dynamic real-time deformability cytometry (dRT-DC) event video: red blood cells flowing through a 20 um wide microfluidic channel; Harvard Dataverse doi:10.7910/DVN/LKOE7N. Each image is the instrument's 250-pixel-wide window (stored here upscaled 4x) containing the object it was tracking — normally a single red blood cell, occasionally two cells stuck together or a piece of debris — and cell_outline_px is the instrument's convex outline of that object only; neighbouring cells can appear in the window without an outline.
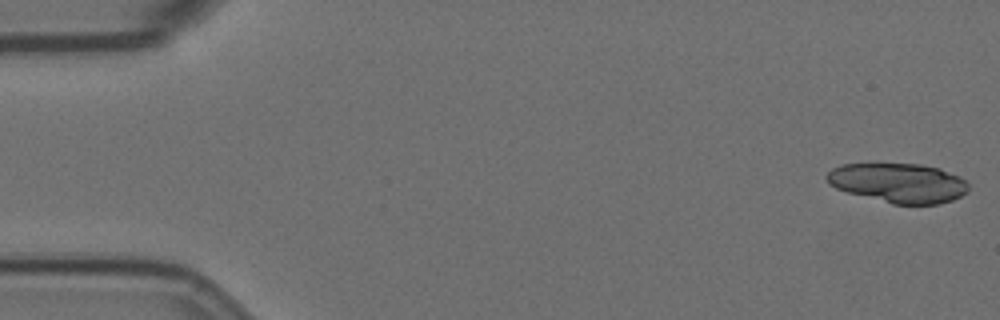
{"species": "Egyptian fruit bat (a non-hibernating species)", "species_latin": "Rousettus aegyptiacus", "temperature_condition": "room temperature", "stored_images_in_passage": 20, "camera_frame_rate_fps": 3000, "um_per_image_px": 0.085, "animal": {"sex": "female"}, "frame": {"image": 1, "passage_image": 1, "time_ms": 0.0, "image_size_px": [1000, 320], "cell_outline_px": [[968, 192], [952, 200], [936, 204], [892, 204], [848, 192], [836, 188], [828, 184], [824, 176], [832, 168], [840, 164], [920, 164], [940, 168], [960, 176], [968, 184]], "centroid_in_image_um": [76.35, 15.54], "position_along_channel_um": 8.6, "area_um2": 32.66}}
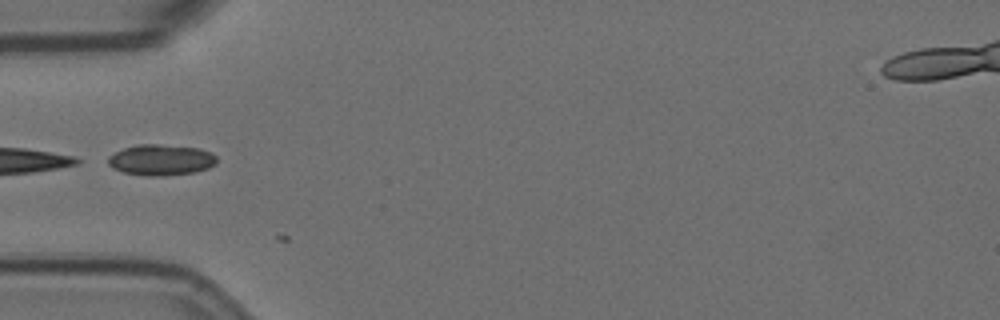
{"frame": {"image": 2, "passage_image": 18, "time_ms": 5.667, "image_size_px": [1000, 320], "cell_outline_px": [[216, 164], [208, 168], [196, 172], [160, 176], [148, 176], [124, 172], [112, 168], [108, 164], [108, 156], [124, 148], [140, 144], [156, 144], [200, 148], [212, 152], [216, 156]], "centroid_in_image_um": [13.71, 13.59], "position_along_channel_um": 71.3, "area_um2": 19.59}}